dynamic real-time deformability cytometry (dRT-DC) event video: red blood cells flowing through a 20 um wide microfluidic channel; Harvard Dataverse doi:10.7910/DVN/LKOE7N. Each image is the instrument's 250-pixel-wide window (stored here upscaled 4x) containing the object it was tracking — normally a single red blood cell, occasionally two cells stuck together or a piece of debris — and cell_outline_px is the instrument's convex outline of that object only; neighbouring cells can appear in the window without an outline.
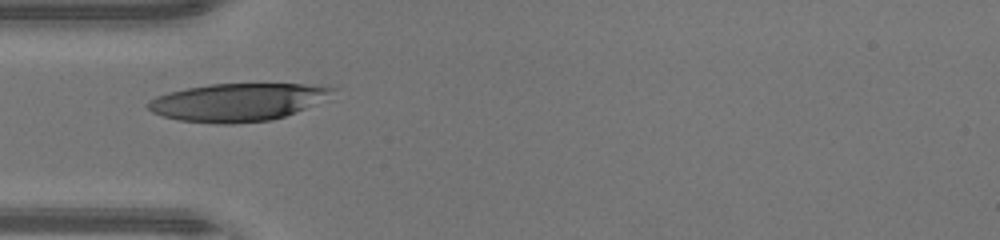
{"species": "human", "species_latin": "Homo sapiens", "temperature_condition": "warm", "stored_images_in_passage": 29, "camera_frame_rate_fps": 3000, "um_per_image_px": 0.085, "donor": {"sex": "male"}, "frame": {"image": 1, "passage_image": 1, "time_ms": 0.0, "image_size_px": [1000, 240], "cell_outline_px": [[340, 88], [304, 108], [284, 116], [272, 120], [232, 124], [220, 124], [180, 120], [164, 116], [152, 112], [144, 104], [148, 100], [156, 96], [168, 92], [208, 84], [324, 84]], "centroid_in_image_um": [20.15, 8.67], "position_along_channel_um": 64.8, "area_um2": 40.4}}
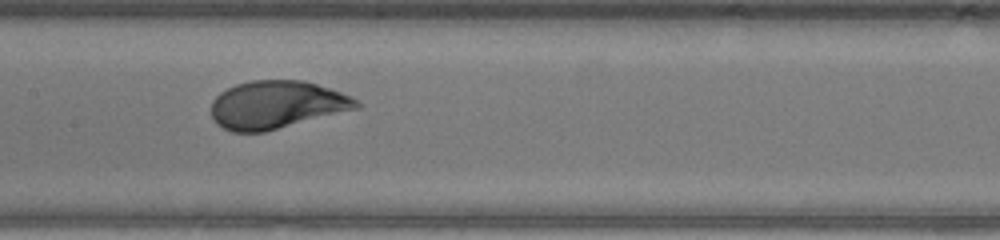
{"frame": {"image": 2, "passage_image": 9, "time_ms": 2.667, "image_size_px": [1000, 240], "cell_outline_px": [[360, 108], [264, 132], [232, 132], [216, 124], [212, 116], [212, 100], [220, 92], [236, 84], [252, 80], [304, 80], [352, 96], [360, 104]], "centroid_in_image_um": [23.5, 8.91], "position_along_channel_um": 183.9, "area_um2": 40.46}}
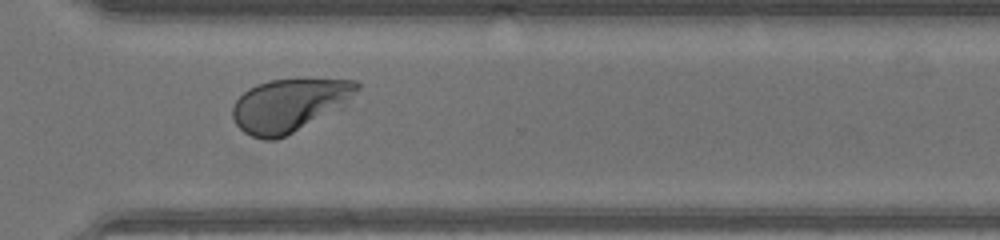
{"frame": {"image": 3, "passage_image": 20, "time_ms": 6.333, "image_size_px": [1000, 240], "cell_outline_px": [[360, 88], [348, 100], [292, 132], [276, 140], [264, 140], [252, 136], [244, 132], [236, 124], [232, 116], [232, 108], [236, 100], [248, 88], [256, 84], [268, 80], [296, 76], [356, 80], [360, 84]], "centroid_in_image_um": [24.54, 8.85], "position_along_channel_um": 346.1, "area_um2": 38.32}, "authors_computed_cell_mechanics": {"area_um2": 40.46, "velocity_mm_per_s": 4.4309, "shape_relaxation_time_tau1_ms": 2.2897, "shape_relaxation_time_tau2_ms": null, "deformation_change_tau1": 0.2038, "deformation_change_tau2": null}}